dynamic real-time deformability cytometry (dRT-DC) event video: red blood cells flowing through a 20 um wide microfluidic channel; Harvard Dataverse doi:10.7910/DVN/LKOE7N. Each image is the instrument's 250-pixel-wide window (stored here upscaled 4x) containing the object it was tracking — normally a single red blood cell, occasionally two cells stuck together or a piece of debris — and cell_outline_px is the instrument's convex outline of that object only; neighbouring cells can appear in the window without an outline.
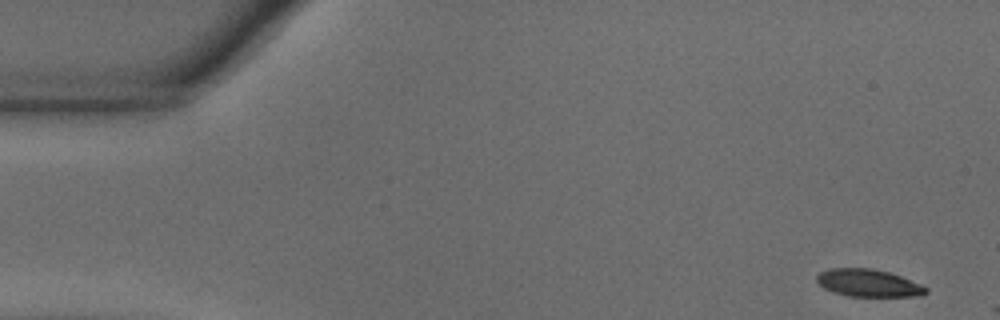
{"species": "common noctule bat (a hibernating species)", "species_latin": "Nyctalus noctula", "temperature_condition": "warm", "stored_images_in_passage": 4, "camera_frame_rate_fps": 3000, "um_per_image_px": 0.085, "animal": {"sex": "male", "body_mass_g": 18.8}, "frame": {"image": 1, "passage_image": 1, "time_ms": 0.0, "image_size_px": [1000, 320], "cell_outline_px": [[928, 292], [920, 296], [848, 296], [832, 292], [824, 288], [816, 280], [816, 276], [820, 272], [828, 268], [872, 268], [888, 272], [900, 276], [920, 284], [928, 288]], "centroid_in_image_um": [73.79, 24.05], "position_along_channel_um": 11.2, "area_um2": 17.46}}